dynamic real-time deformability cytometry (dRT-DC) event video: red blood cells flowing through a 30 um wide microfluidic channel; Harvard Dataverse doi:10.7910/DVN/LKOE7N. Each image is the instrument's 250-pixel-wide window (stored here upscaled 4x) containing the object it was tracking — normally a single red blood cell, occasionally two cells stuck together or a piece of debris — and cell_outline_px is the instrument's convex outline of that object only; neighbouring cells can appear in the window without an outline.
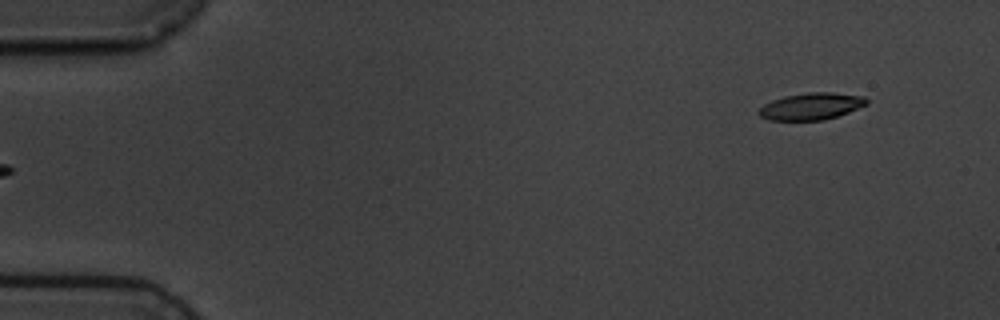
{"species": "common noctule bat (a hibernating species)", "species_latin": "Nyctalus noctula", "temperature_condition": "cold", "stored_images_in_passage": 2, "camera_frame_rate_fps": 3000, "um_per_image_px": 0.085, "animal": {"sex": "male", "body_mass_g": 19.5, "forearm_length_mm": 54.6}, "frame": {"image": 1, "passage_image": 2, "time_ms": 1.0, "image_size_px": [1000, 320], "cell_outline_px": [[868, 104], [848, 112], [824, 120], [768, 120], [760, 116], [756, 112], [764, 104], [772, 100], [784, 96], [808, 92], [832, 92], [864, 96], [868, 100]], "centroid_in_image_um": [68.94, 9.03], "position_along_channel_um": 16.1, "area_um2": 16.94}}